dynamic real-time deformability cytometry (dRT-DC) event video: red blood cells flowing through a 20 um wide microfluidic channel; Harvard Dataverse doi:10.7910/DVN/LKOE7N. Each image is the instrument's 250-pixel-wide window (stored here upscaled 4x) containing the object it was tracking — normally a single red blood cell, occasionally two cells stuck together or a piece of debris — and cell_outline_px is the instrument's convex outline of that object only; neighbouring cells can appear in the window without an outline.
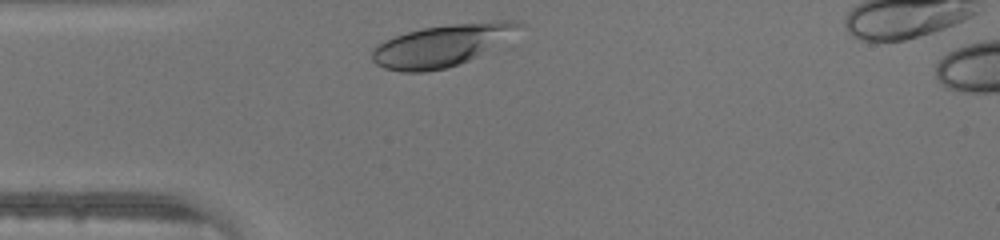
{"species": "human", "species_latin": "Homo sapiens", "temperature_condition": "warm", "stored_images_in_passage": 26, "camera_frame_rate_fps": 3000, "um_per_image_px": 0.085, "donor": {"sex": "male"}, "frame": {"image": 1, "passage_image": 2, "time_ms": 0.333, "image_size_px": [1000, 240], "cell_outline_px": [[524, 24], [476, 56], [460, 64], [444, 68], [424, 72], [400, 72], [384, 68], [376, 64], [372, 60], [372, 48], [376, 44], [384, 40], [408, 32], [424, 28], [452, 24], [500, 20], [512, 20]], "centroid_in_image_um": [37.4, 3.87], "position_along_channel_um": 47.6, "area_um2": 34.74}}
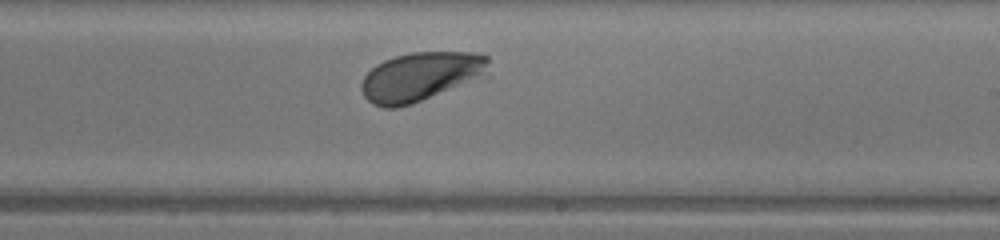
{"frame": {"image": 2, "passage_image": 17, "time_ms": 5.333, "image_size_px": [1000, 240], "cell_outline_px": [[492, 76], [412, 104], [396, 108], [384, 108], [372, 104], [364, 96], [360, 88], [360, 84], [364, 76], [376, 64], [384, 60], [396, 56], [412, 52], [472, 52], [488, 56]], "centroid_in_image_um": [35.86, 6.52], "position_along_channel_um": 253.1, "area_um2": 37.34}}
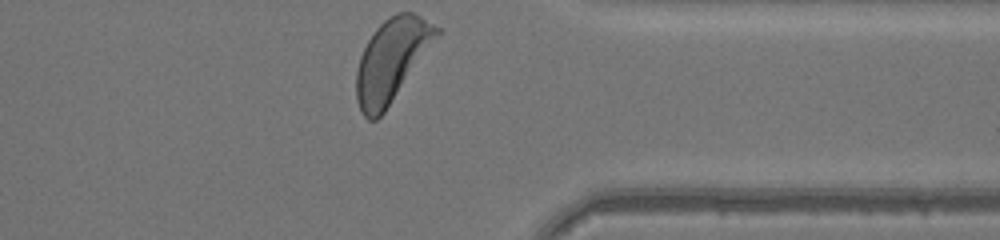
{"frame": {"image": 3, "passage_image": 26, "time_ms": 8.333, "image_size_px": [1000, 240], "cell_outline_px": [[440, 32], [384, 112], [376, 120], [368, 120], [360, 112], [356, 100], [356, 72], [360, 56], [368, 40], [376, 28], [384, 20], [396, 12], [412, 12], [420, 16], [440, 28]], "centroid_in_image_um": [33.24, 5.12], "position_along_channel_um": 378.2, "area_um2": 37.8}}